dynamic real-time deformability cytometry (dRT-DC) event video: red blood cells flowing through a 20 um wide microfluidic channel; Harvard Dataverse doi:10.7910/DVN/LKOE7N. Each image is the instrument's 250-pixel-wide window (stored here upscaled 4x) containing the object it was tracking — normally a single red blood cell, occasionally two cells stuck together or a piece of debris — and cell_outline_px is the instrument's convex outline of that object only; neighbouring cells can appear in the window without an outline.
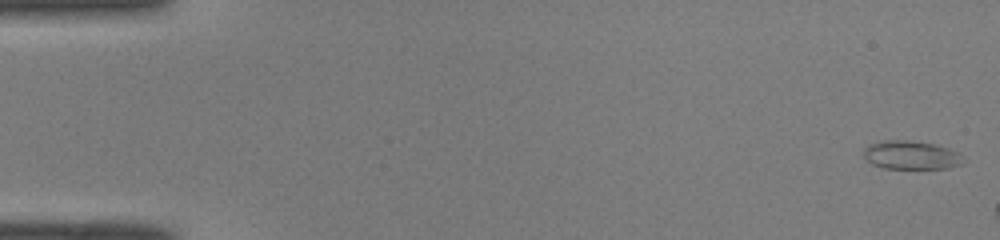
{"species": "common noctule bat (a hibernating species)", "species_latin": "Nyctalus noctula", "temperature_condition": "room temperature", "stored_images_in_passage": 13, "camera_frame_rate_fps": 3000, "um_per_image_px": 0.085, "animal": {"sex": "male", "body_mass_g": 19.0, "forearm_length_mm": 50.8}, "frame": {"image": 1, "passage_image": 1, "time_ms": 0.0, "image_size_px": [1000, 240], "cell_outline_px": [[964, 160], [960, 164], [948, 168], [884, 168], [872, 164], [864, 156], [864, 148], [868, 144], [876, 140], [908, 140], [936, 144], [960, 152]], "centroid_in_image_um": [77.43, 13.16], "position_along_channel_um": 7.6, "area_um2": 16.7}}
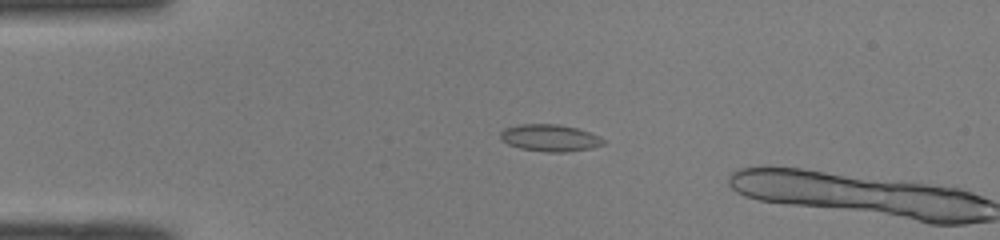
{"frame": {"image": 2, "passage_image": 12, "time_ms": 3.667, "image_size_px": [1000, 240], "cell_outline_px": [[604, 144], [592, 148], [568, 152], [544, 152], [520, 148], [508, 144], [500, 140], [500, 132], [504, 128], [520, 124], [560, 124], [576, 128], [600, 136], [604, 140]], "centroid_in_image_um": [46.72, 11.72], "position_along_channel_um": 38.3, "area_um2": 16.3}}